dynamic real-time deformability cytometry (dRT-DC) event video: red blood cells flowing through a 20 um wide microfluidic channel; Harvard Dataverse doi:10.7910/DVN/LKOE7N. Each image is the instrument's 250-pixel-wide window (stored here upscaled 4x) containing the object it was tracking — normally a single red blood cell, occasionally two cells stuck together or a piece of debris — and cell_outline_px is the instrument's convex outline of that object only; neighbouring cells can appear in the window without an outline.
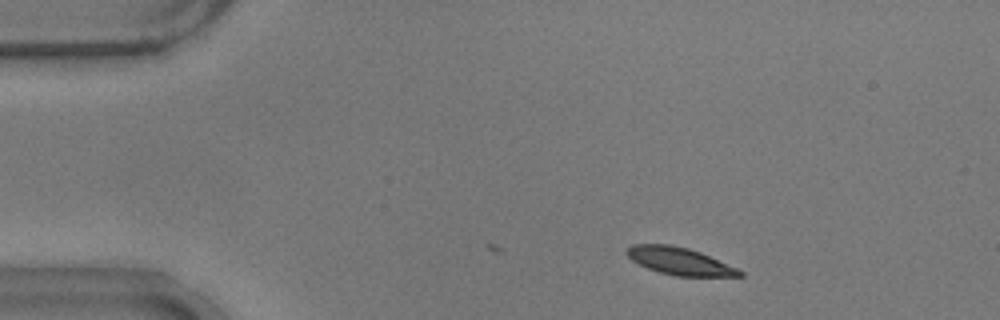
{"species": "common noctule bat (a hibernating species)", "species_latin": "Nyctalus noctula", "temperature_condition": "warm", "stored_images_in_passage": 41, "camera_frame_rate_fps": 3000, "um_per_image_px": 0.085, "animal": {"sex": "male", "body_mass_g": 17.9}, "frame": {"image": 1, "passage_image": 1, "time_ms": 0.0, "image_size_px": [1000, 320], "cell_outline_px": [[744, 276], [676, 276], [660, 272], [648, 268], [632, 260], [624, 252], [632, 244], [668, 244], [688, 248], [700, 252], [736, 268], [744, 272]], "centroid_in_image_um": [57.75, 22.19], "position_along_channel_um": 27.3, "area_um2": 17.74}}
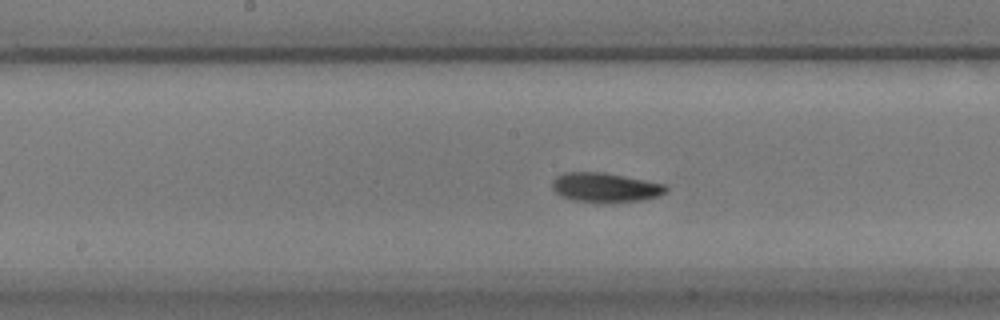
{"frame": {"image": 2, "passage_image": 20, "time_ms": 6.333, "image_size_px": [1000, 320], "cell_outline_px": [[668, 188], [660, 196], [644, 200], [608, 204], [572, 200], [560, 196], [552, 188], [552, 180], [556, 176], [564, 172], [604, 172], [664, 184]], "centroid_in_image_um": [51.42, 15.96], "position_along_channel_um": 196.8, "area_um2": 19.88}}
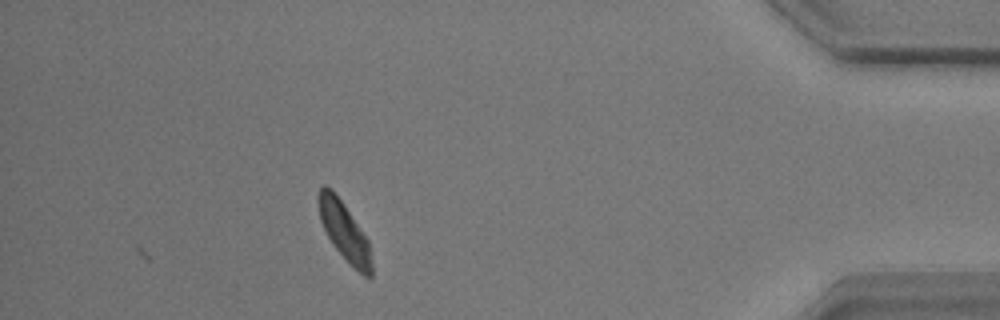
{"frame": {"image": 3, "passage_image": 41, "time_ms": 13.333, "image_size_px": [1000, 320], "cell_outline_px": [[372, 276], [364, 276], [332, 244], [320, 220], [320, 188], [324, 184], [332, 188], [344, 204], [368, 240], [372, 264]], "centroid_in_image_um": [29.29, 19.65], "position_along_channel_um": 405.9, "area_um2": 17.28}, "authors_computed_cell_mechanics": {"area_um2": 18.8428, "velocity_mm_per_s": 3.689, "shape_relaxation_time_tau1_ms": 3.465, "shape_relaxation_time_tau2_ms": null, "deformation_change_tau1": 0.138, "deformation_change_tau2": null}}